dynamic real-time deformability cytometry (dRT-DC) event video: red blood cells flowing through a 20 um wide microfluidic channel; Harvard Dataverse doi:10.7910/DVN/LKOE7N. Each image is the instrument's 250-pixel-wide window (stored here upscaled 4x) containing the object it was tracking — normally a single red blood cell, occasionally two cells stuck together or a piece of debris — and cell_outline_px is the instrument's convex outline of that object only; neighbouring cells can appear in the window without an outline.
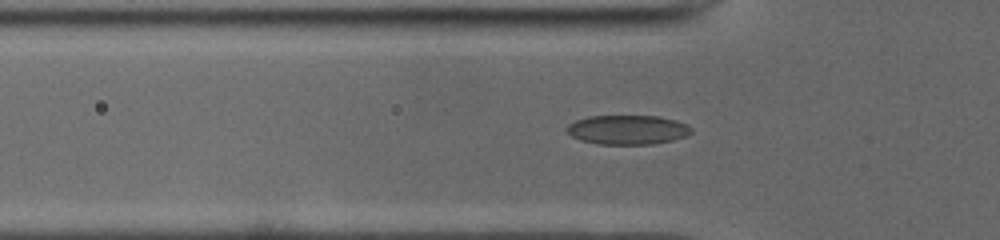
{"species": "common noctule bat (a hibernating species)", "species_latin": "Nyctalus noctula", "temperature_condition": "cold", "stored_images_in_passage": 43, "camera_frame_rate_fps": 3000, "um_per_image_px": 0.085, "animal": {"sex": "male", "body_mass_g": 19.0, "forearm_length_mm": 50.8}, "frame": {"image": 1, "passage_image": 14, "time_ms": 4.333, "image_size_px": [1000, 240], "cell_outline_px": [[692, 132], [684, 136], [672, 140], [652, 144], [600, 144], [580, 140], [572, 136], [564, 128], [568, 124], [576, 120], [588, 116], [660, 116], [676, 120], [688, 124], [692, 128]], "centroid_in_image_um": [53.34, 11.02], "position_along_channel_um": 72.5, "area_um2": 21.33}}
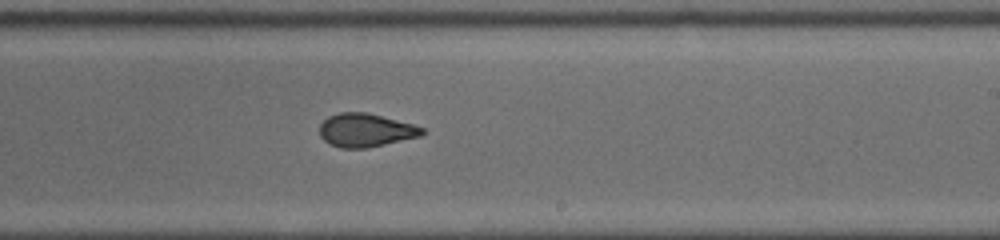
{"frame": {"image": 2, "passage_image": 28, "time_ms": 9.0, "image_size_px": [1000, 240], "cell_outline_px": [[424, 132], [420, 136], [368, 148], [340, 148], [328, 144], [320, 136], [320, 124], [328, 116], [340, 112], [364, 112], [412, 124], [424, 128]], "centroid_in_image_um": [31.03, 11.08], "position_along_channel_um": 258.0, "area_um2": 19.83}}
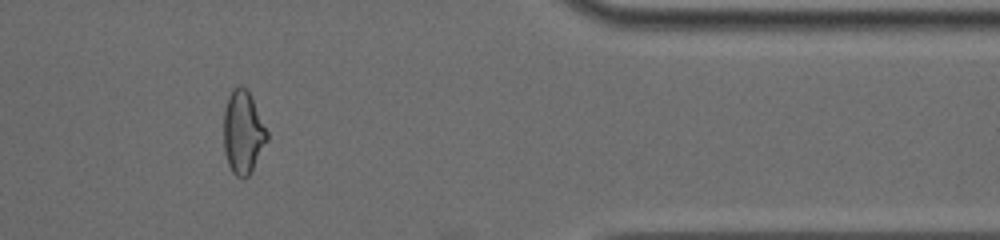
{"frame": {"image": 3, "passage_image": 40, "time_ms": 13.0, "image_size_px": [1000, 240], "cell_outline_px": [[268, 140], [248, 176], [244, 180], [236, 176], [232, 172], [228, 164], [224, 148], [224, 112], [228, 96], [232, 88], [240, 84], [248, 92], [268, 132]], "centroid_in_image_um": [20.64, 11.26], "position_along_channel_um": 390.8, "area_um2": 20.75}}